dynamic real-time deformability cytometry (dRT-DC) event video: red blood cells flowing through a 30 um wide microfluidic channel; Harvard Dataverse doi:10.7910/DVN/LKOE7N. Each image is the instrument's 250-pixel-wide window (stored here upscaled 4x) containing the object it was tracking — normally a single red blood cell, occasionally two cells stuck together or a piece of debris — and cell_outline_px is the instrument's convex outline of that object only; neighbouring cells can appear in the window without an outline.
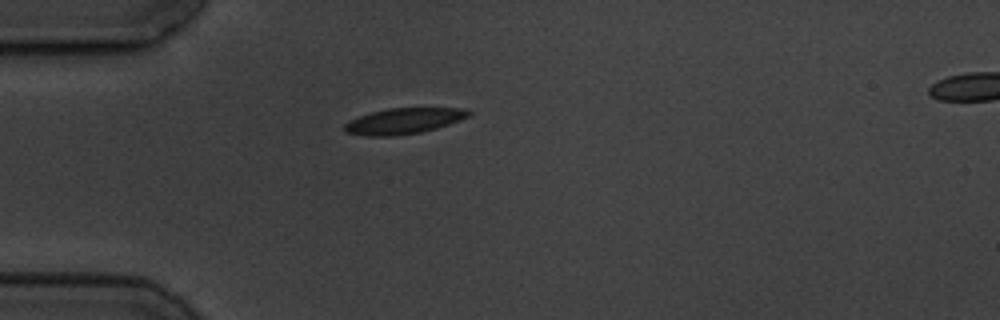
{"species": "common noctule bat (a hibernating species)", "species_latin": "Nyctalus noctula", "temperature_condition": "cold", "stored_images_in_passage": 3, "camera_frame_rate_fps": 3000, "um_per_image_px": 0.085, "animal": {"sex": "male", "body_mass_g": 19.5, "forearm_length_mm": 54.6}, "frame": {"image": 1, "passage_image": 1, "time_ms": 0.0, "image_size_px": [1000, 320], "cell_outline_px": [[472, 112], [468, 116], [460, 120], [436, 128], [420, 132], [392, 136], [368, 136], [344, 132], [344, 124], [360, 116], [372, 112], [388, 108], [464, 108]], "centroid_in_image_um": [34.32, 10.28], "position_along_channel_um": 50.7, "area_um2": 18.44}}
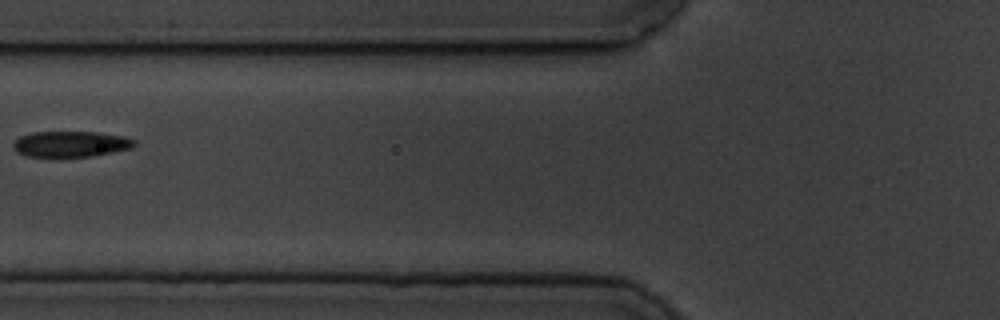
{"frame": {"image": 2, "passage_image": 3, "time_ms": 2.333, "image_size_px": [1000, 320], "cell_outline_px": [[136, 144], [132, 148], [92, 156], [28, 156], [16, 152], [12, 148], [12, 144], [20, 136], [32, 132], [100, 132], [124, 136], [136, 140]], "centroid_in_image_um": [6.02, 12.23], "position_along_channel_um": 119.8, "area_um2": 18.21}}